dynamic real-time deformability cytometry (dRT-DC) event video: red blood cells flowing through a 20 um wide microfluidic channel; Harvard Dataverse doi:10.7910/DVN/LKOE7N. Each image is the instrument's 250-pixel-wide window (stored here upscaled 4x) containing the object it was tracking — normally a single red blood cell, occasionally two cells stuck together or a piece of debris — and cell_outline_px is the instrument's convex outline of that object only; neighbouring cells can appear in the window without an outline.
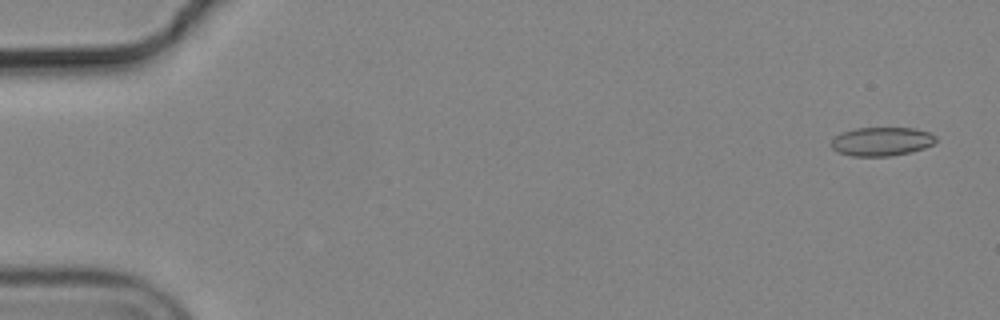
{"species": "common noctule bat (a hibernating species)", "species_latin": "Nyctalus noctula", "temperature_condition": "cold", "stored_images_in_passage": 55, "camera_frame_rate_fps": 3000, "um_per_image_px": 0.085, "animal": {"sex": "male", "body_mass_g": 19.2, "forearm_length_mm": 51.8}, "frame": {"image": 1, "passage_image": 2, "time_ms": 0.333, "image_size_px": [1000, 320], "cell_outline_px": [[936, 140], [932, 144], [924, 148], [912, 152], [892, 156], [852, 156], [840, 152], [832, 148], [832, 140], [836, 136], [844, 132], [856, 128], [912, 128], [928, 132], [936, 136]], "centroid_in_image_um": [74.96, 12.03], "position_along_channel_um": 10.0, "area_um2": 17.34}}
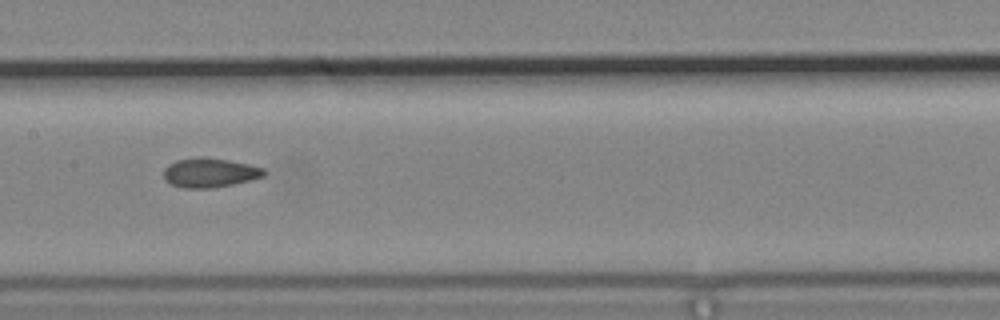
{"frame": {"image": 2, "passage_image": 28, "time_ms": 9.0, "image_size_px": [1000, 320], "cell_outline_px": [[268, 172], [264, 176], [252, 180], [212, 188], [184, 188], [172, 184], [164, 180], [164, 168], [168, 164], [176, 160], [228, 160], [248, 164], [264, 168]], "centroid_in_image_um": [17.87, 14.73], "position_along_channel_um": 189.5, "area_um2": 16.53}}
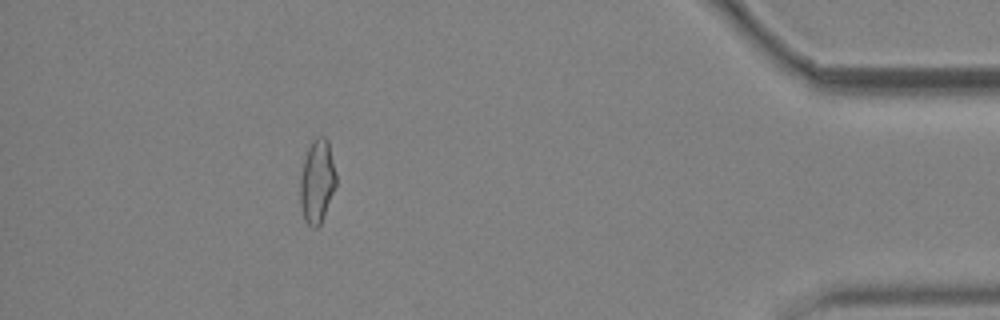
{"frame": {"image": 3, "passage_image": 50, "time_ms": 16.333, "image_size_px": [1000, 320], "cell_outline_px": [[336, 184], [320, 224], [316, 228], [312, 228], [304, 220], [300, 204], [300, 176], [304, 160], [308, 148], [312, 140], [316, 136], [324, 136], [328, 140], [336, 172]], "centroid_in_image_um": [26.94, 15.39], "position_along_channel_um": 408.3, "area_um2": 17.46}, "authors_computed_cell_mechanics": {"area_um2": 17.3978, "velocity_mm_per_s": 3.701, "shape_relaxation_time_tau1_ms": null, "shape_relaxation_time_tau2_ms": 2.1679, "deformation_change_tau1": null, "deformation_change_tau2": 0.079}}